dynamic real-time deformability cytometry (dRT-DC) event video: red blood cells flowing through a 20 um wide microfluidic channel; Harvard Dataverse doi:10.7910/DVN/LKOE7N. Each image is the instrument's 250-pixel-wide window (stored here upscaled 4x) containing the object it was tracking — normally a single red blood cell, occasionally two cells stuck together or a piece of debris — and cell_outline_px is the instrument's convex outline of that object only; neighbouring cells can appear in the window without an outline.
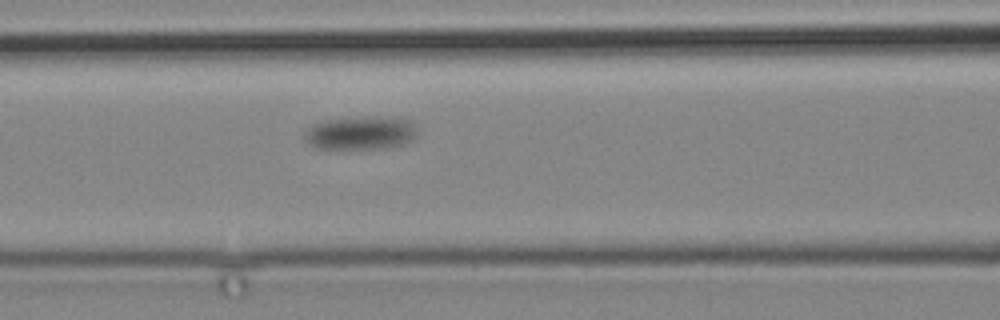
{"species": "common noctule bat (a hibernating species)", "species_latin": "Nyctalus noctula", "temperature_condition": "cold", "stored_images_in_passage": 9, "camera_frame_rate_fps": 3000, "um_per_image_px": 0.085, "animal": {"sex": "male", "body_mass_g": 19.2, "forearm_length_mm": 51.8}, "frame": {"image": 1, "passage_image": 4, "time_ms": 3.667, "image_size_px": [1000, 320], "cell_outline_px": [[416, 136], [412, 140], [404, 144], [384, 148], [316, 148], [308, 144], [304, 140], [304, 132], [312, 124], [324, 120], [364, 116], [392, 116], [408, 120], [416, 128]], "centroid_in_image_um": [30.64, 11.28], "position_along_channel_um": 136.0, "area_um2": 22.2}}
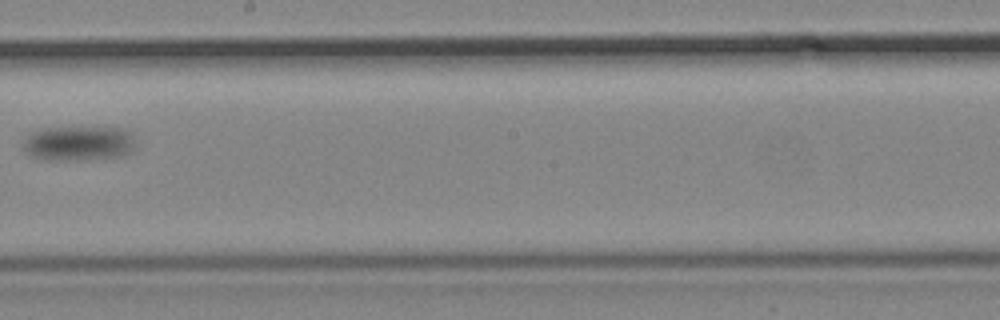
{"frame": {"image": 2, "passage_image": 7, "time_ms": 8.0, "image_size_px": [1000, 320], "cell_outline_px": [[136, 148], [132, 152], [124, 156], [104, 160], [48, 160], [32, 156], [24, 152], [20, 144], [24, 136], [28, 132], [44, 128], [124, 128], [132, 132], [136, 144]], "centroid_in_image_um": [6.69, 12.21], "position_along_channel_um": 241.5, "area_um2": 23.81}}
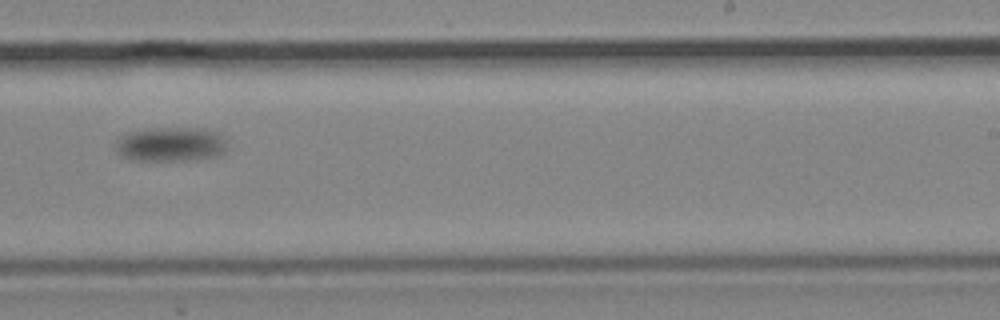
{"frame": {"image": 3, "passage_image": 8, "time_ms": 9.333, "image_size_px": [1000, 320], "cell_outline_px": [[228, 148], [220, 156], [196, 160], [128, 160], [120, 156], [116, 152], [116, 144], [120, 136], [128, 132], [160, 128], [208, 128], [220, 132], [224, 136]], "centroid_in_image_um": [14.58, 12.27], "position_along_channel_um": 274.4, "area_um2": 22.89}}